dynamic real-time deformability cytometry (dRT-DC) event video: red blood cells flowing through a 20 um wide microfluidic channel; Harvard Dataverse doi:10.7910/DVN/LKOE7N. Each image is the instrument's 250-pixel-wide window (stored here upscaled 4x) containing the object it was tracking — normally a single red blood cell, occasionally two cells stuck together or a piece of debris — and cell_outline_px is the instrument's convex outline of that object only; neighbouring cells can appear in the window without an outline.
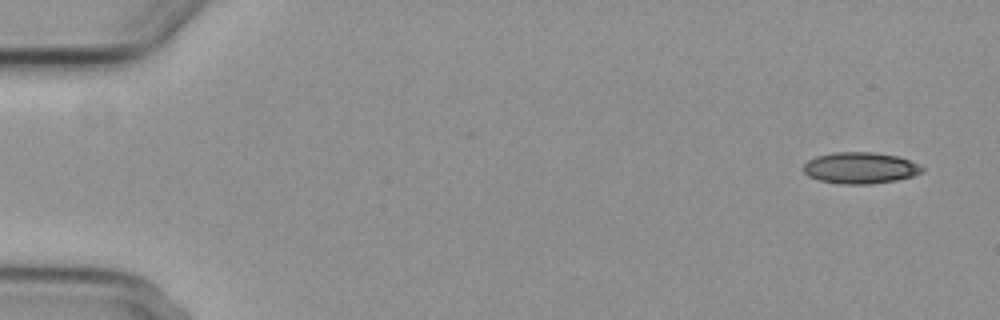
{"species": "common noctule bat (a hibernating species)", "species_latin": "Nyctalus noctula", "temperature_condition": "cold", "stored_images_in_passage": 6, "camera_frame_rate_fps": 3000, "um_per_image_px": 0.085, "animal": {"sex": "female", "body_mass_g": 29.2, "forearm_length_mm": 56.3}, "frame": {"image": 1, "passage_image": 1, "time_ms": 0.0, "image_size_px": [1000, 320], "cell_outline_px": [[924, 168], [920, 172], [912, 176], [896, 180], [868, 184], [840, 184], [820, 180], [808, 176], [804, 172], [804, 164], [808, 160], [816, 156], [836, 152], [872, 152], [896, 156], [908, 160]], "centroid_in_image_um": [73.07, 14.27], "position_along_channel_um": 11.9, "area_um2": 21.39}}
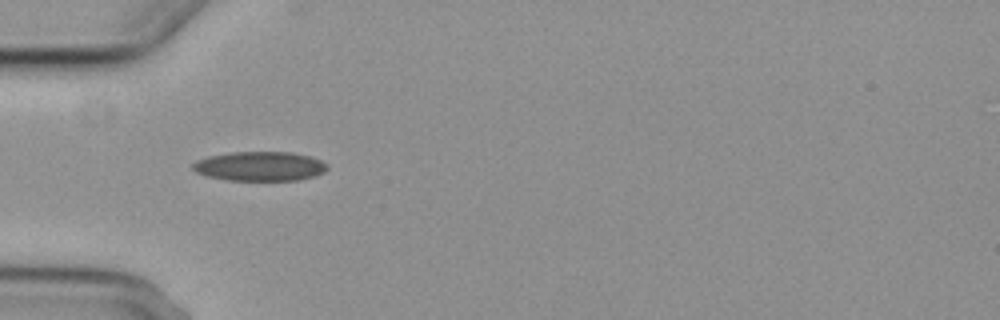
{"frame": {"image": 2, "passage_image": 5, "time_ms": 5.0, "image_size_px": [1000, 320], "cell_outline_px": [[328, 168], [324, 172], [312, 176], [296, 180], [228, 180], [208, 176], [196, 172], [192, 168], [192, 164], [196, 160], [208, 156], [232, 152], [292, 152], [308, 156], [320, 160], [328, 164]], "centroid_in_image_um": [22.07, 14.12], "position_along_channel_um": 62.9, "area_um2": 22.89}}
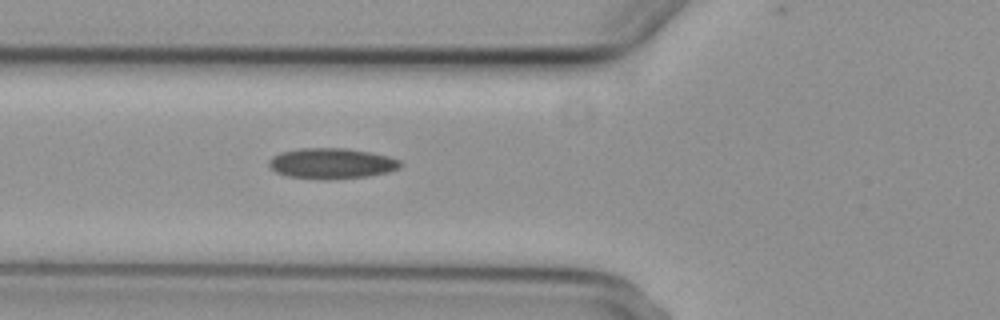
{"frame": {"image": 3, "passage_image": 6, "time_ms": 6.0, "image_size_px": [1000, 320], "cell_outline_px": [[400, 164], [396, 168], [388, 172], [368, 176], [288, 176], [276, 172], [268, 164], [268, 160], [272, 156], [280, 152], [300, 148], [348, 148], [388, 156], [400, 160]], "centroid_in_image_um": [28.16, 13.82], "position_along_channel_um": 97.6, "area_um2": 22.2}}